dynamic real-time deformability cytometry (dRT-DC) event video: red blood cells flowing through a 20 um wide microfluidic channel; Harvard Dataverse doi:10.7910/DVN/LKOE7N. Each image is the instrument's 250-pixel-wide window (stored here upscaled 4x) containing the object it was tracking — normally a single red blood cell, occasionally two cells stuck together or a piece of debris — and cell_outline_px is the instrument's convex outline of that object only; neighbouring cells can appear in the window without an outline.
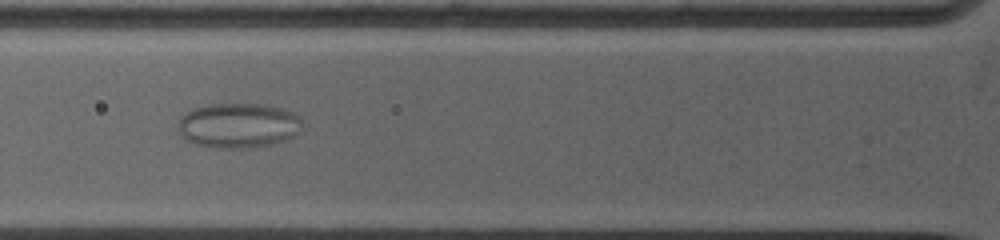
{"species": "common noctule bat (a hibernating species)", "species_latin": "Nyctalus noctula", "temperature_condition": "warm", "stored_images_in_passage": 73, "camera_frame_rate_fps": 5000, "um_per_image_px": 0.085, "animal": {"sex": "female", "body_mass_g": 19.0, "forearm_length_mm": 53.3}, "frame": {"image": 1, "passage_image": 17, "time_ms": 4.0, "image_size_px": [1000, 240], "cell_outline_px": [[300, 120], [288, 136], [280, 140], [268, 144], [248, 148], [212, 148], [196, 144], [184, 136], [180, 128], [180, 120], [192, 108], [212, 104], [264, 104], [284, 108], [292, 112]], "centroid_in_image_um": [20.18, 10.64], "position_along_channel_um": 105.6, "area_um2": 31.15}}
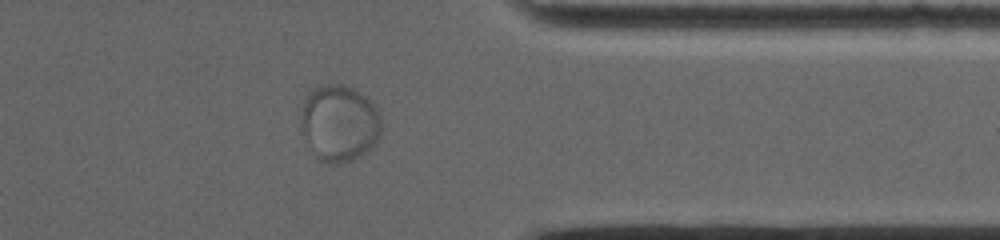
{"frame": {"image": 2, "passage_image": 48, "time_ms": 11.6, "image_size_px": [1000, 240], "cell_outline_px": [[380, 136], [360, 156], [352, 160], [336, 164], [332, 164], [320, 160], [316, 156], [300, 124], [300, 120], [304, 104], [308, 96], [320, 84], [344, 84], [352, 88], [364, 96], [372, 104], [380, 116]], "centroid_in_image_um": [28.84, 10.46], "position_along_channel_um": 382.6, "area_um2": 34.91}}